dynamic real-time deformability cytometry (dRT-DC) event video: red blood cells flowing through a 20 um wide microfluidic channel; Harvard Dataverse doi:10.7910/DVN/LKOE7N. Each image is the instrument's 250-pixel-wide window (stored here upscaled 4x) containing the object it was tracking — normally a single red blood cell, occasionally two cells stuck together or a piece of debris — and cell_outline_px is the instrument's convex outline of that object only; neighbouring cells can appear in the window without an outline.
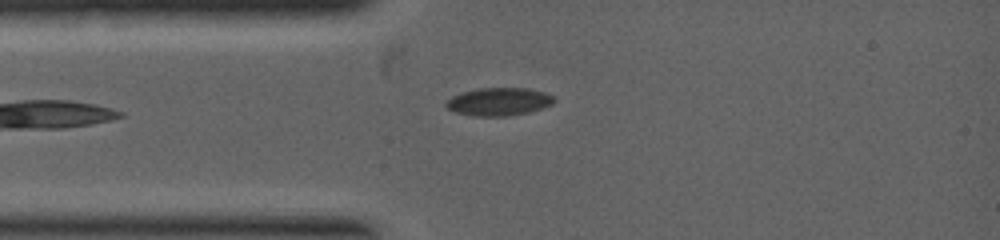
{"species": "common noctule bat (a hibernating species)", "species_latin": "Nyctalus noctula", "temperature_condition": "warm", "stored_images_in_passage": 7, "camera_frame_rate_fps": 5000, "um_per_image_px": 0.085, "animal": {"sex": "female", "body_mass_g": 19.0, "forearm_length_mm": 53.3}, "frame": {"image": 1, "passage_image": 4, "time_ms": 1.4, "image_size_px": [1000, 240], "cell_outline_px": [[556, 100], [552, 104], [544, 108], [528, 112], [508, 116], [472, 116], [456, 112], [448, 108], [444, 104], [452, 96], [460, 92], [476, 88], [528, 88], [544, 92], [556, 96]], "centroid_in_image_um": [42.43, 8.63], "position_along_channel_um": 42.6, "area_um2": 17.8}}
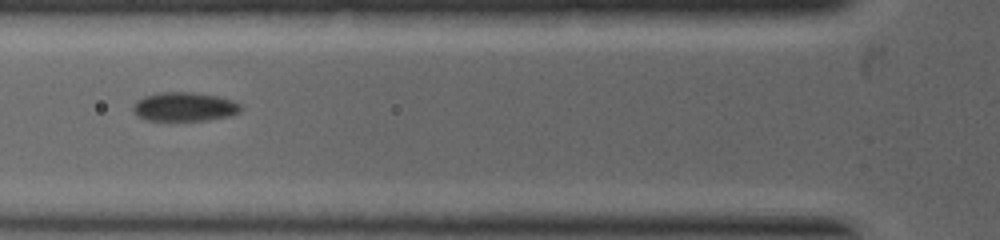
{"frame": {"image": 2, "passage_image": 6, "time_ms": 2.4, "image_size_px": [1000, 240], "cell_outline_px": [[244, 108], [240, 112], [228, 116], [208, 120], [148, 120], [140, 116], [132, 108], [136, 100], [144, 96], [160, 92], [192, 92], [216, 96], [232, 100], [240, 104]], "centroid_in_image_um": [15.71, 9.06], "position_along_channel_um": 110.1, "area_um2": 18.03}}